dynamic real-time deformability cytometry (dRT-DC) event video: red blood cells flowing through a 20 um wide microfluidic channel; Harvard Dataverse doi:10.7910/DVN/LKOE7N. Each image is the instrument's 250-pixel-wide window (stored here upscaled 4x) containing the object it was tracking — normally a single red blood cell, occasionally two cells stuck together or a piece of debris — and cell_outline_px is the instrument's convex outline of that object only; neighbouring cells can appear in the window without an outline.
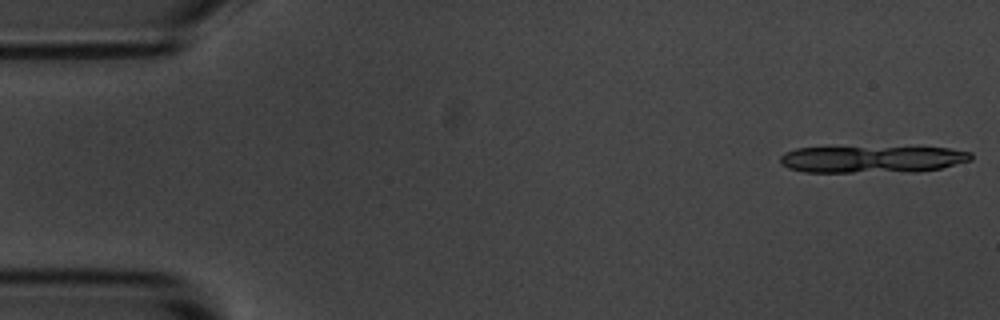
{"species": "common noctule bat (a hibernating species)", "species_latin": "Nyctalus noctula", "temperature_condition": "room temperature", "stored_images_in_passage": 8, "camera_frame_rate_fps": 3000, "um_per_image_px": 0.085, "animal": {"sex": "male", "body_mass_g": 20.1, "forearm_length_mm": 53.5}, "frame": {"image": 1, "passage_image": 1, "time_ms": 0.0, "image_size_px": [1000, 320], "cell_outline_px": [[972, 160], [940, 168], [916, 172], [804, 172], [788, 168], [780, 164], [780, 156], [784, 152], [796, 148], [948, 148], [972, 152]], "centroid_in_image_um": [74.12, 13.55], "position_along_channel_um": 10.9, "area_um2": 29.82}}